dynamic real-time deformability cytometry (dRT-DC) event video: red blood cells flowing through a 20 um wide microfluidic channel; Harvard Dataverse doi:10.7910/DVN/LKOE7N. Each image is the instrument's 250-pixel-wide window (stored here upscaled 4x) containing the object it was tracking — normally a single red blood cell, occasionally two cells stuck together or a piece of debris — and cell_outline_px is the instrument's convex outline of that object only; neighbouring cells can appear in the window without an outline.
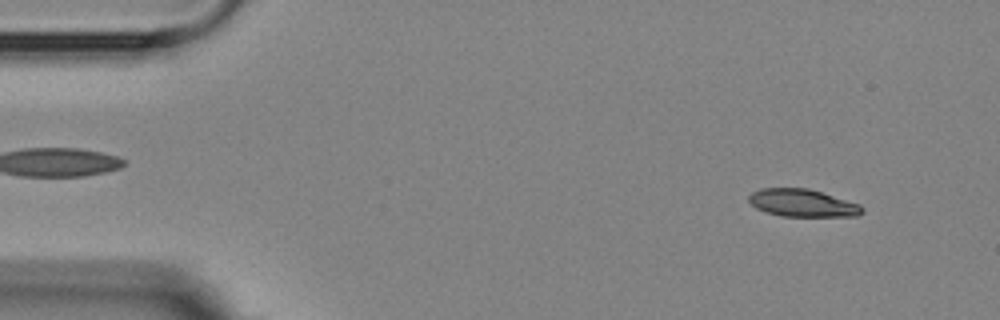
{"species": "Egyptian fruit bat (a non-hibernating species)", "species_latin": "Rousettus aegyptiacus", "temperature_condition": "room temperature", "stored_images_in_passage": 5, "camera_frame_rate_fps": 3000, "um_per_image_px": 0.085, "animal": {"sex": "female"}, "frame": {"image": 1, "passage_image": 1, "time_ms": 0.0, "image_size_px": [1000, 320], "cell_outline_px": [[864, 212], [856, 216], [780, 216], [756, 208], [748, 200], [748, 196], [752, 192], [760, 188], [808, 188], [860, 204], [864, 208]], "centroid_in_image_um": [68.21, 17.25], "position_along_channel_um": 16.8, "area_um2": 18.15}}
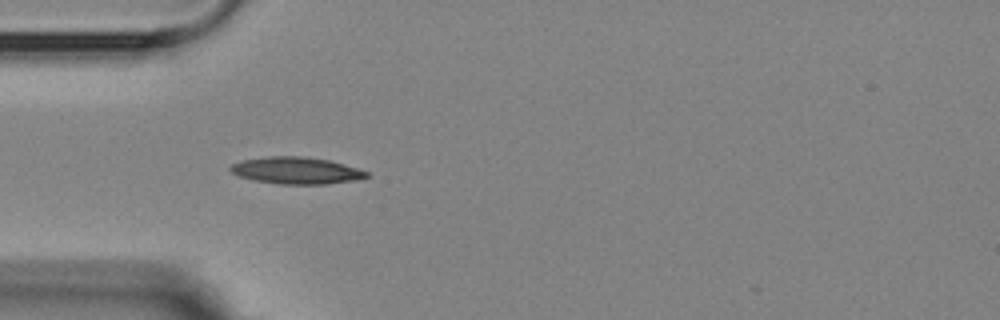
{"frame": {"image": 2, "passage_image": 4, "time_ms": 3.667, "image_size_px": [1000, 320], "cell_outline_px": [[368, 176], [352, 180], [324, 184], [280, 184], [252, 180], [240, 176], [232, 172], [228, 168], [232, 164], [244, 160], [272, 156], [300, 156], [328, 160], [344, 164], [368, 172]], "centroid_in_image_um": [25.15, 14.49], "position_along_channel_um": 59.9, "area_um2": 20.92}}
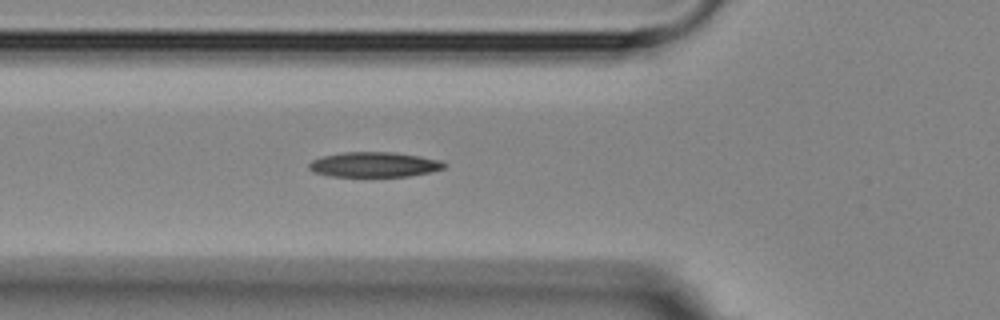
{"frame": {"image": 3, "passage_image": 5, "time_ms": 4.667, "image_size_px": [1000, 320], "cell_outline_px": [[448, 164], [444, 168], [432, 172], [408, 176], [332, 176], [316, 172], [308, 168], [308, 164], [312, 160], [324, 156], [344, 152], [396, 152], [420, 156], [440, 160]], "centroid_in_image_um": [31.86, 13.98], "position_along_channel_um": 93.9, "area_um2": 19.65}}